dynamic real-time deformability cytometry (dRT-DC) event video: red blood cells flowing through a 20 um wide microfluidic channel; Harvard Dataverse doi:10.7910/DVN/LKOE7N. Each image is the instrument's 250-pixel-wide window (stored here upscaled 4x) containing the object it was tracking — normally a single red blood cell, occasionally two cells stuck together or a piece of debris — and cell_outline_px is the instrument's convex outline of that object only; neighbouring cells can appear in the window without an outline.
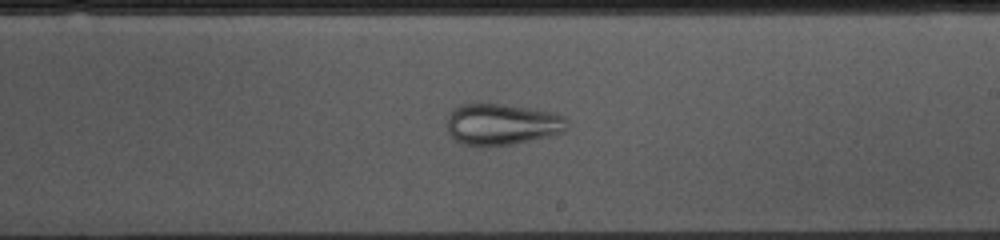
{"species": "common noctule bat (a hibernating species)", "species_latin": "Nyctalus noctula", "temperature_condition": "cold", "stored_images_in_passage": 53, "camera_frame_rate_fps": 3000, "um_per_image_px": 0.085, "animal": {"sex": "female", "body_mass_g": 10.0, "forearm_length_mm": 53.1}, "frame": {"image": 1, "passage_image": 30, "time_ms": 9.667, "image_size_px": [1000, 240], "cell_outline_px": [[568, 128], [564, 132], [548, 136], [512, 144], [464, 144], [456, 140], [448, 132], [448, 116], [452, 108], [460, 104], [480, 100], [552, 112], [564, 116], [568, 120]], "centroid_in_image_um": [42.65, 10.49], "position_along_channel_um": 246.3, "area_um2": 29.13}}
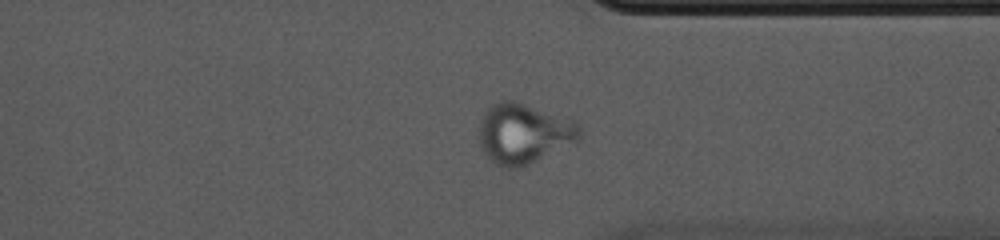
{"frame": {"image": 2, "passage_image": 40, "time_ms": 13.0, "image_size_px": [1000, 240], "cell_outline_px": [[580, 136], [576, 140], [528, 164], [516, 168], [504, 168], [496, 164], [480, 148], [480, 120], [488, 104], [500, 100], [516, 100], [576, 120], [580, 128]], "centroid_in_image_um": [44.47, 11.29], "position_along_channel_um": 366.9, "area_um2": 35.14}}
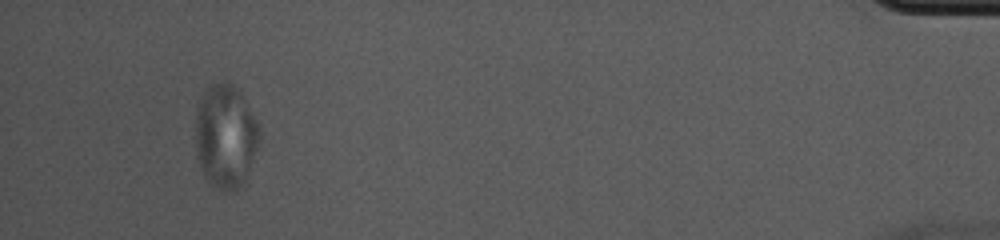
{"frame": {"image": 3, "passage_image": 50, "time_ms": 16.333, "image_size_px": [1000, 240], "cell_outline_px": [[260, 136], [252, 160], [244, 180], [240, 188], [236, 192], [224, 192], [216, 188], [208, 180], [196, 156], [196, 108], [200, 96], [212, 84], [224, 80], [228, 80], [240, 92], [260, 124]], "centroid_in_image_um": [19.17, 11.55], "position_along_channel_um": 416.0, "area_um2": 38.78}}